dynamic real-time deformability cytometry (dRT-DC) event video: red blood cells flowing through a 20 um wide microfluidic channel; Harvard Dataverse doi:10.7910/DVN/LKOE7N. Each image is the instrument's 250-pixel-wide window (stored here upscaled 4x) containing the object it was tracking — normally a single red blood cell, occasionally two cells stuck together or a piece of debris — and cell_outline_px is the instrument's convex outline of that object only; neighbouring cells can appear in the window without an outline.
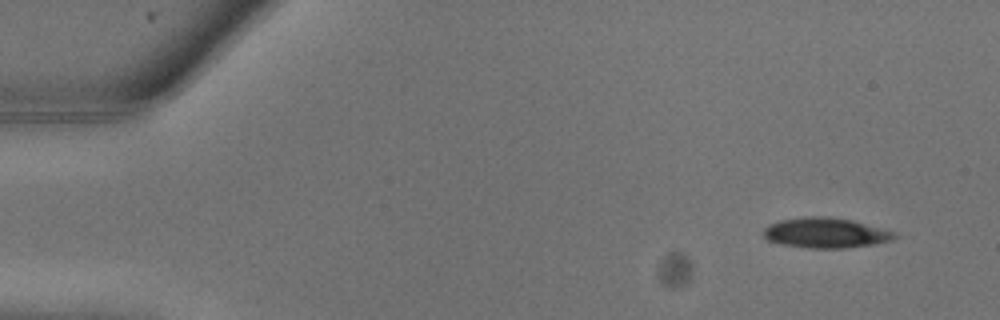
{"species": "common noctule bat (a hibernating species)", "species_latin": "Nyctalus noctula", "temperature_condition": "warm", "stored_images_in_passage": 8, "camera_frame_rate_fps": 3000, "um_per_image_px": 0.085, "animal": {"sex": "male", "body_mass_g": 13.3}, "frame": {"image": 1, "passage_image": 1, "time_ms": 0.0, "image_size_px": [1000, 320], "cell_outline_px": [[900, 236], [892, 240], [876, 244], [848, 248], [808, 248], [780, 244], [768, 240], [764, 236], [764, 228], [768, 224], [780, 220], [804, 216], [828, 216], [852, 220], [896, 232]], "centroid_in_image_um": [70.2, 19.79], "position_along_channel_um": 14.8, "area_um2": 23.35}}
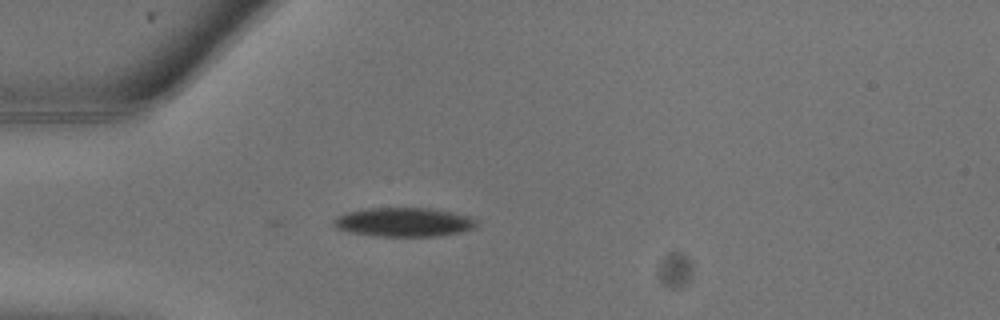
{"frame": {"image": 2, "passage_image": 6, "time_ms": 1.667, "image_size_px": [1000, 320], "cell_outline_px": [[476, 228], [460, 232], [436, 236], [372, 236], [348, 232], [336, 228], [332, 224], [332, 220], [336, 216], [344, 212], [364, 208], [432, 208], [468, 216], [476, 220]], "centroid_in_image_um": [34.24, 18.88], "position_along_channel_um": 50.8, "area_um2": 24.39}}